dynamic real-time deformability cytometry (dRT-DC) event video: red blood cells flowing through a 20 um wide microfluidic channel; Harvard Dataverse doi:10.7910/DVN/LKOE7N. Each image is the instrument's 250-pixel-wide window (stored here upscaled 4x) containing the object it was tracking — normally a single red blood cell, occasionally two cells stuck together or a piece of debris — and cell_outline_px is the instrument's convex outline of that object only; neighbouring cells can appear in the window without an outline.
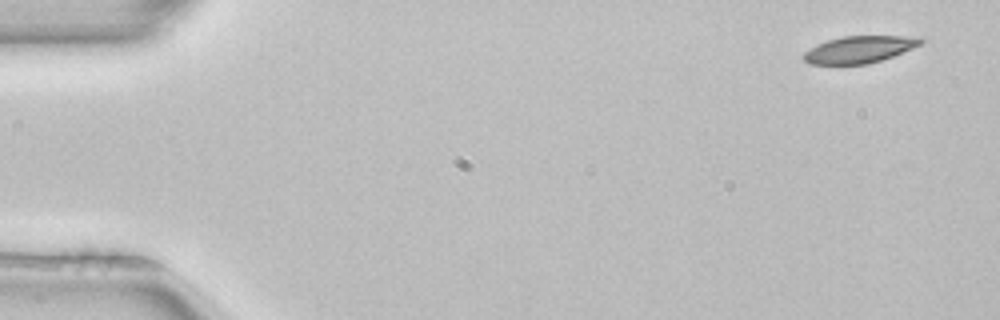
{"species": "common noctule bat (a hibernating species)", "species_latin": "Nyctalus noctula", "temperature_condition": "room temperature", "stored_images_in_passage": 4, "camera_frame_rate_fps": 3000, "um_per_image_px": 0.085, "animal": {"sex": "female", "body_mass_g": 22.7, "forearm_length_mm": 54.2}, "frame": {"image": 1, "passage_image": 1, "time_ms": 0.0, "image_size_px": [1000, 320], "cell_outline_px": [[924, 40], [920, 44], [912, 48], [892, 56], [868, 64], [808, 64], [804, 60], [804, 52], [816, 44], [828, 40], [844, 36], [924, 36]], "centroid_in_image_um": [73.05, 4.19], "position_along_channel_um": 11.9, "area_um2": 18.32}}
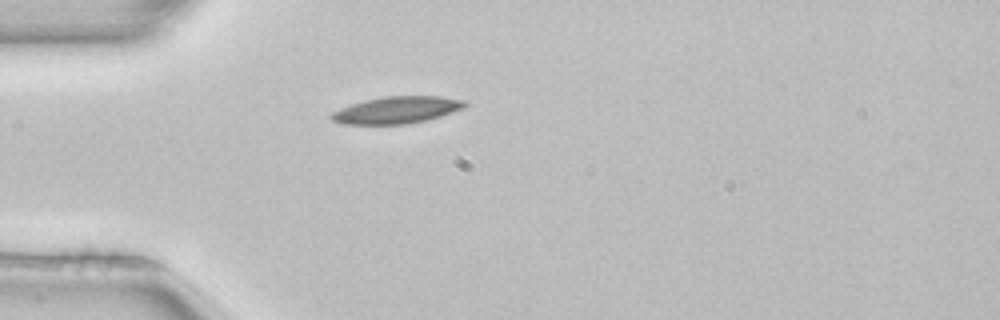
{"frame": {"image": 2, "passage_image": 4, "time_ms": 1.0, "image_size_px": [1000, 320], "cell_outline_px": [[468, 104], [460, 108], [440, 116], [428, 120], [408, 124], [340, 124], [332, 120], [328, 116], [332, 112], [340, 108], [364, 100], [384, 96], [440, 96], [464, 100]], "centroid_in_image_um": [33.67, 9.35], "position_along_channel_um": 51.3, "area_um2": 20.92}}